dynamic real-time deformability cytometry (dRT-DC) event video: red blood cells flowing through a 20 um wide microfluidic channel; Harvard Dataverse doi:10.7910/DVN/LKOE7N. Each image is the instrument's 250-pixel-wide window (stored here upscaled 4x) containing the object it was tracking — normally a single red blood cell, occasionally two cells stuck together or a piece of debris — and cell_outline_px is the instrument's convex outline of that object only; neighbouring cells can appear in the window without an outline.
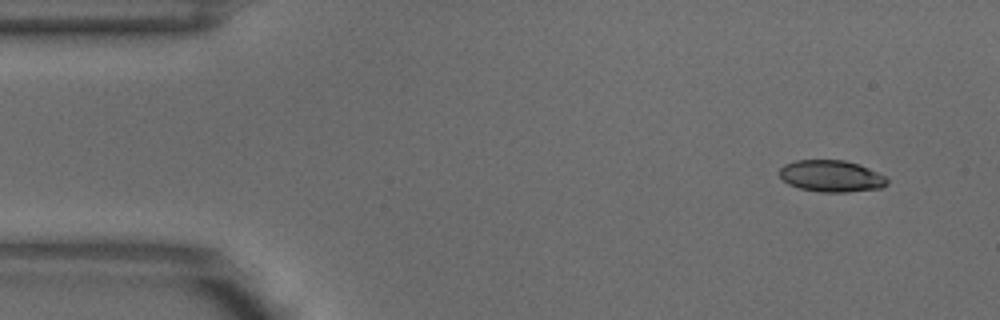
{"species": "common noctule bat (a hibernating species)", "species_latin": "Nyctalus noctula", "temperature_condition": "warm", "stored_images_in_passage": 4, "segment_of_instrument_passage": [1, 2], "camera_frame_rate_fps": 3000, "um_per_image_px": 0.085, "animal": {"sex": "male", "body_mass_g": 18.8}, "frame": {"image": 1, "passage_image": 1, "time_ms": 0.0, "image_size_px": [1000, 320], "cell_outline_px": [[888, 184], [880, 188], [848, 192], [820, 192], [800, 188], [788, 184], [780, 176], [780, 168], [784, 164], [796, 160], [844, 160], [868, 168], [884, 176], [888, 180]], "centroid_in_image_um": [70.64, 14.97], "position_along_channel_um": 14.4, "area_um2": 19.71}}